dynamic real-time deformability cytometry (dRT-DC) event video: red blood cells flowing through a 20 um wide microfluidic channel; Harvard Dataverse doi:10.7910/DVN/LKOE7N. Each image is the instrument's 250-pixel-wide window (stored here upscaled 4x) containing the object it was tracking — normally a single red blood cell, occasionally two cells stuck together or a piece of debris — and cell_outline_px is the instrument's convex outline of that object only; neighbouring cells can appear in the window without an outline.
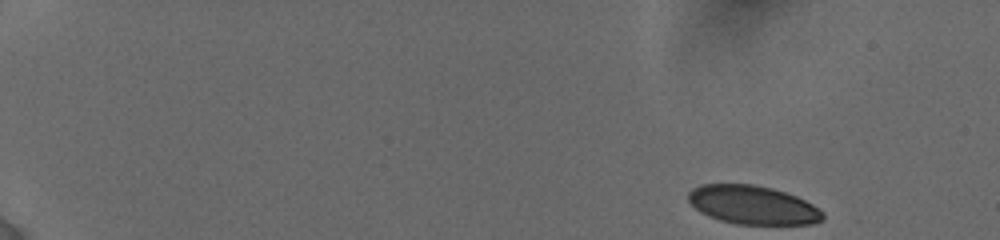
{"species": "human", "species_latin": "Homo sapiens", "temperature_condition": "cold", "stored_images_in_passage": 32, "camera_frame_rate_fps": 3000, "um_per_image_px": 0.085, "donor": {"sex": "female"}, "frame": {"image": 1, "passage_image": 1, "time_ms": 0.0, "image_size_px": [1000, 240], "cell_outline_px": [[824, 220], [812, 224], [736, 224], [720, 220], [708, 216], [700, 212], [688, 200], [688, 192], [692, 188], [700, 184], [752, 184], [772, 188], [796, 196], [812, 204], [824, 212]], "centroid_in_image_um": [63.98, 17.42], "position_along_channel_um": 21.0, "area_um2": 30.35}}
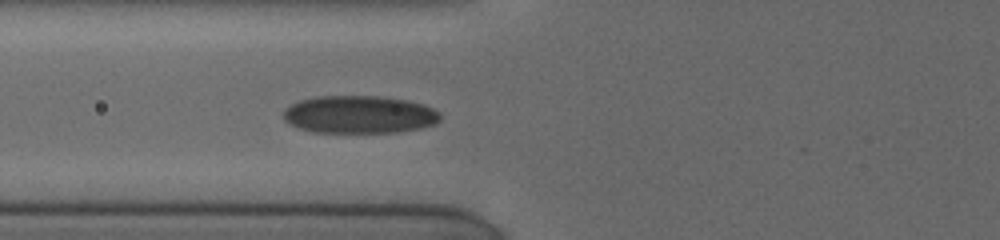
{"frame": {"image": 2, "passage_image": 19, "time_ms": 6.0, "image_size_px": [1000, 240], "cell_outline_px": [[440, 120], [436, 124], [420, 128], [396, 132], [312, 132], [300, 128], [284, 120], [284, 108], [300, 100], [316, 96], [380, 96], [404, 100], [424, 104], [440, 112]], "centroid_in_image_um": [30.56, 9.73], "position_along_channel_um": 95.2, "area_um2": 34.39}}
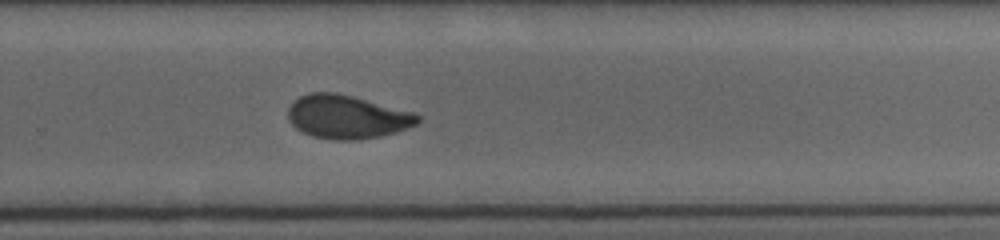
{"frame": {"image": 3, "passage_image": 32, "time_ms": 11.333, "image_size_px": [1000, 240], "cell_outline_px": [[420, 120], [416, 124], [396, 132], [380, 136], [360, 140], [332, 140], [312, 136], [296, 128], [292, 124], [288, 116], [288, 108], [300, 96], [312, 92], [336, 92], [416, 112], [420, 116]], "centroid_in_image_um": [29.52, 9.94], "position_along_channel_um": 300.3, "area_um2": 32.89}}